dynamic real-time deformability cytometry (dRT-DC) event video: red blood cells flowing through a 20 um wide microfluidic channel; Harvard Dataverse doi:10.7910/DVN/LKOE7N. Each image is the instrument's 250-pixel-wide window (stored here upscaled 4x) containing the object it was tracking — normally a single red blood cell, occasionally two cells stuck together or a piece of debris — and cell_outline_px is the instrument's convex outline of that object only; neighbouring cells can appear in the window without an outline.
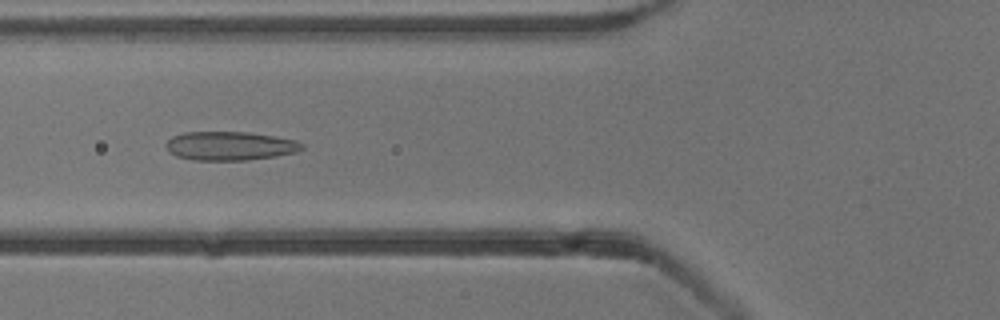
{"species": "common noctule bat (a hibernating species)", "species_latin": "Nyctalus noctula", "temperature_condition": "cold", "stored_images_in_passage": 25, "camera_frame_rate_fps": 3000, "um_per_image_px": 0.085, "animal": {"sex": "male", "body_mass_g": 13.3}, "frame": {"image": 1, "passage_image": 10, "time_ms": 3.0, "image_size_px": [1000, 320], "cell_outline_px": [[304, 148], [296, 152], [276, 156], [248, 160], [192, 160], [176, 156], [168, 152], [164, 144], [172, 136], [184, 132], [248, 132], [296, 140], [304, 144]], "centroid_in_image_um": [19.51, 12.4], "position_along_channel_um": 106.3, "area_um2": 22.95}}
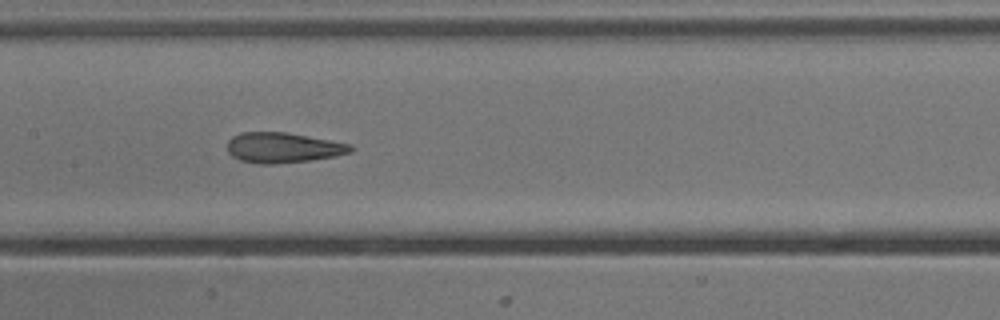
{"frame": {"image": 2, "passage_image": 16, "time_ms": 5.0, "image_size_px": [1000, 320], "cell_outline_px": [[352, 152], [336, 156], [308, 160], [272, 164], [260, 164], [240, 160], [232, 156], [228, 152], [228, 140], [232, 136], [240, 132], [284, 132], [352, 144]], "centroid_in_image_um": [24.03, 12.55], "position_along_channel_um": 183.4, "area_um2": 21.62}}
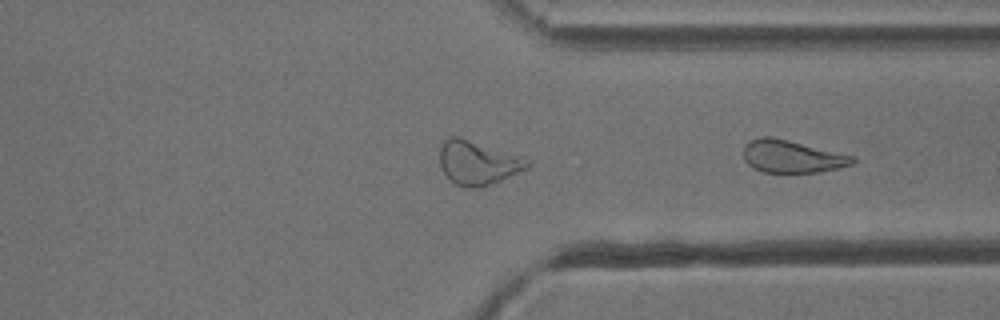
{"frame": {"image": 3, "passage_image": 25, "time_ms": 8.0, "image_size_px": [1000, 320], "cell_outline_px": [[856, 160], [852, 164], [836, 168], [816, 172], [764, 172], [752, 168], [744, 160], [744, 144], [748, 140], [760, 136], [772, 136], [852, 156]], "centroid_in_image_um": [67.23, 13.29], "position_along_channel_um": 344.2, "area_um2": 20.46}}